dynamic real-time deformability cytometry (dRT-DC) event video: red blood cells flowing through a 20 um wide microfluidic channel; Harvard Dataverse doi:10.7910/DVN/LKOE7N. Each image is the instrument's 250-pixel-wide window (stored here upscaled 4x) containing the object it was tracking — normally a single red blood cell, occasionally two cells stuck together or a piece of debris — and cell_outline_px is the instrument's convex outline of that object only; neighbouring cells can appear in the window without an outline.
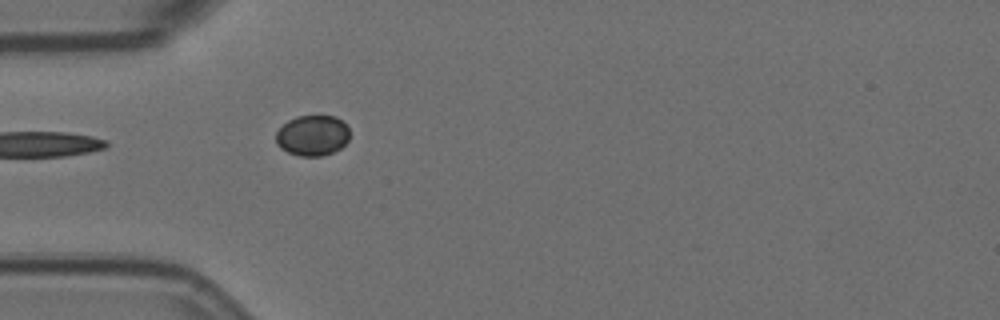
{"species": "Egyptian fruit bat (a non-hibernating species)", "species_latin": "Rousettus aegyptiacus", "temperature_condition": "room temperature", "stored_images_in_passage": 4, "camera_frame_rate_fps": 3000, "um_per_image_px": 0.085, "animal": {"sex": "female"}, "frame": {"image": 1, "passage_image": 4, "time_ms": 1.0, "image_size_px": [1000, 320], "cell_outline_px": [[348, 140], [340, 148], [332, 152], [320, 156], [300, 156], [288, 152], [280, 148], [276, 144], [276, 132], [288, 120], [296, 116], [336, 116], [348, 128]], "centroid_in_image_um": [26.53, 11.52], "position_along_channel_um": 58.5, "area_um2": 17.28}}